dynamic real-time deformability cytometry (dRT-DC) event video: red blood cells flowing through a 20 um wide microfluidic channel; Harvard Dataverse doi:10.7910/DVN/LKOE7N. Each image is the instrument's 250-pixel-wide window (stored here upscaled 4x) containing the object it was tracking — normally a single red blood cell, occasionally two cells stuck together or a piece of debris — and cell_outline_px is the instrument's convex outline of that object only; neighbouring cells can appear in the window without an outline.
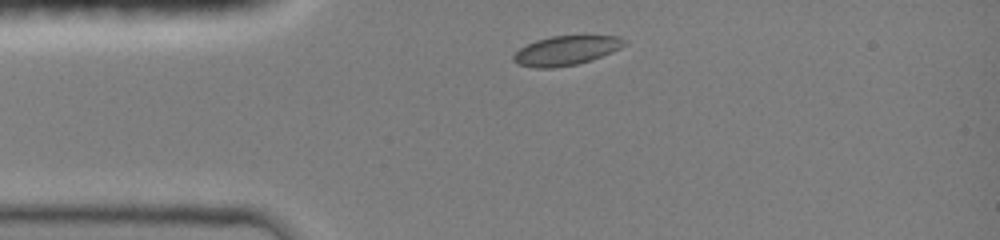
{"species": "common noctule bat (a hibernating species)", "species_latin": "Nyctalus noctula", "temperature_condition": "room temperature", "stored_images_in_passage": 5, "camera_frame_rate_fps": 3000, "um_per_image_px": 0.085, "animal": {"sex": "female", "body_mass_g": 19.0, "forearm_length_mm": 51.5}, "frame": {"image": 1, "passage_image": 1, "time_ms": 0.0, "image_size_px": [1000, 240], "cell_outline_px": [[628, 44], [612, 52], [592, 60], [576, 64], [552, 68], [536, 68], [516, 64], [512, 60], [512, 56], [520, 48], [536, 40], [552, 36], [620, 36], [628, 40]], "centroid_in_image_um": [48.14, 4.3], "position_along_channel_um": 36.9, "area_um2": 19.07}}
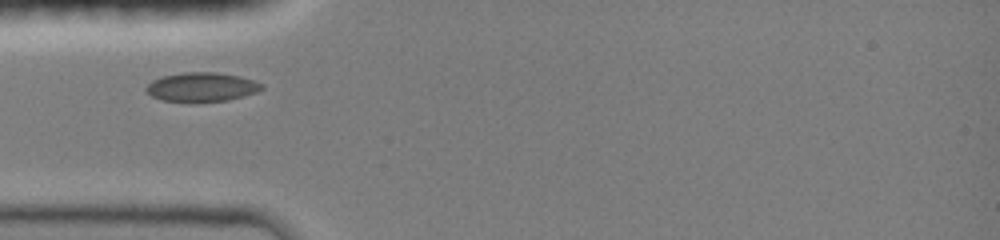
{"frame": {"image": 2, "passage_image": 3, "time_ms": 1.333, "image_size_px": [1000, 240], "cell_outline_px": [[264, 88], [256, 92], [228, 100], [160, 100], [152, 96], [144, 88], [152, 80], [164, 76], [184, 72], [216, 72], [240, 76], [264, 84]], "centroid_in_image_um": [17.16, 7.36], "position_along_channel_um": 67.8, "area_um2": 19.07}}
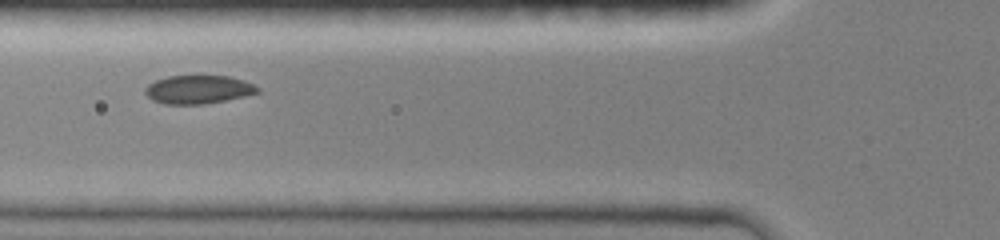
{"frame": {"image": 3, "passage_image": 4, "time_ms": 2.333, "image_size_px": [1000, 240], "cell_outline_px": [[260, 92], [244, 96], [204, 104], [164, 104], [152, 100], [144, 92], [144, 88], [148, 84], [156, 80], [168, 76], [228, 76], [244, 80], [260, 88]], "centroid_in_image_um": [16.83, 7.61], "position_along_channel_um": 109.0, "area_um2": 18.55}}